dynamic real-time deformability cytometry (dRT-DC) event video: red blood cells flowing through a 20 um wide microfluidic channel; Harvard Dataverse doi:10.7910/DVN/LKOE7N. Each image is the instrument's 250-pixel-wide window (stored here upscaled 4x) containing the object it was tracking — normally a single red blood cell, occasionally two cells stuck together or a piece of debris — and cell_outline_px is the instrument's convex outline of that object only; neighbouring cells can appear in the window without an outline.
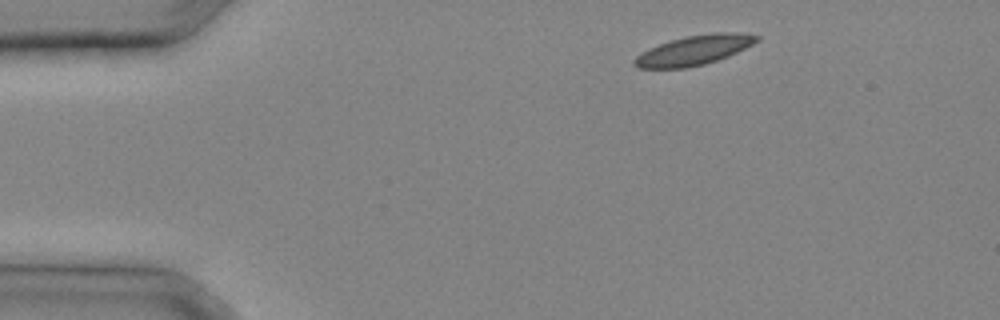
{"species": "common noctule bat (a hibernating species)", "species_latin": "Nyctalus noctula", "temperature_condition": "cold", "stored_images_in_passage": 24, "camera_frame_rate_fps": 3000, "um_per_image_px": 0.085, "animal": {"sex": "male", "body_mass_g": 20.4}, "frame": {"image": 1, "passage_image": 1, "time_ms": 0.0, "image_size_px": [1000, 320], "cell_outline_px": [[760, 40], [728, 56], [704, 64], [688, 68], [636, 68], [632, 64], [632, 60], [636, 56], [648, 48], [672, 40], [688, 36], [716, 32], [736, 32], [760, 36]], "centroid_in_image_um": [58.96, 4.28], "position_along_channel_um": 26.0, "area_um2": 20.98}}
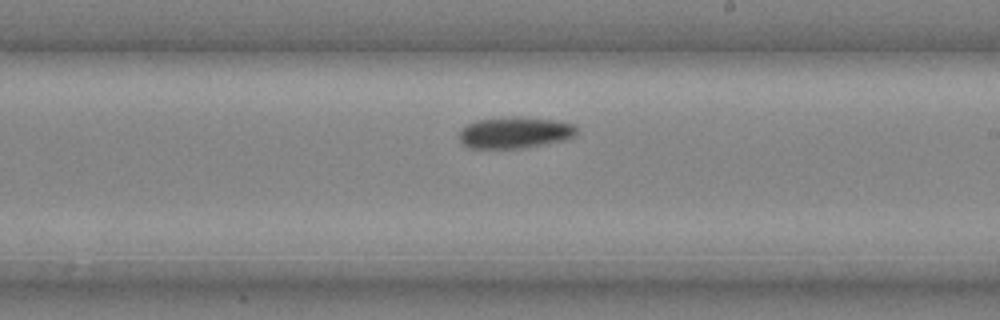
{"frame": {"image": 2, "passage_image": 15, "time_ms": 4.667, "image_size_px": [1000, 320], "cell_outline_px": [[576, 132], [572, 136], [564, 140], [524, 148], [468, 148], [460, 140], [460, 128], [476, 120], [512, 116], [520, 116], [552, 120], [572, 124], [576, 128]], "centroid_in_image_um": [43.71, 11.26], "position_along_channel_um": 245.3, "area_um2": 21.39}}
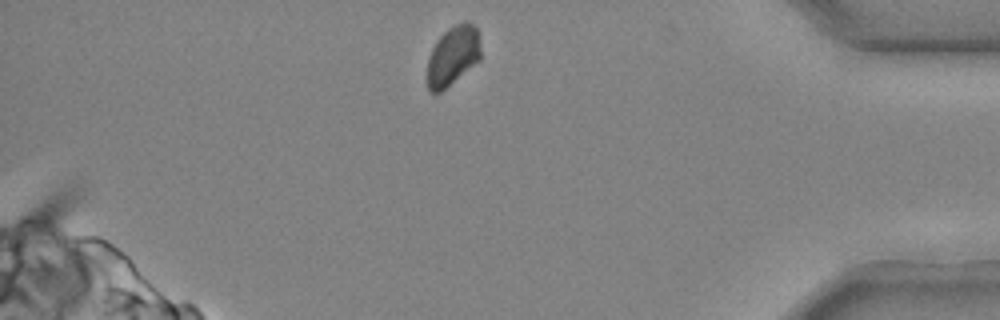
{"frame": {"image": 3, "passage_image": 24, "time_ms": 7.667, "image_size_px": [1000, 320], "cell_outline_px": [[480, 60], [440, 92], [428, 92], [428, 56], [436, 40], [448, 28], [464, 20], [472, 24], [476, 28], [480, 36]], "centroid_in_image_um": [38.5, 4.7], "position_along_channel_um": 396.7, "area_um2": 18.5}}